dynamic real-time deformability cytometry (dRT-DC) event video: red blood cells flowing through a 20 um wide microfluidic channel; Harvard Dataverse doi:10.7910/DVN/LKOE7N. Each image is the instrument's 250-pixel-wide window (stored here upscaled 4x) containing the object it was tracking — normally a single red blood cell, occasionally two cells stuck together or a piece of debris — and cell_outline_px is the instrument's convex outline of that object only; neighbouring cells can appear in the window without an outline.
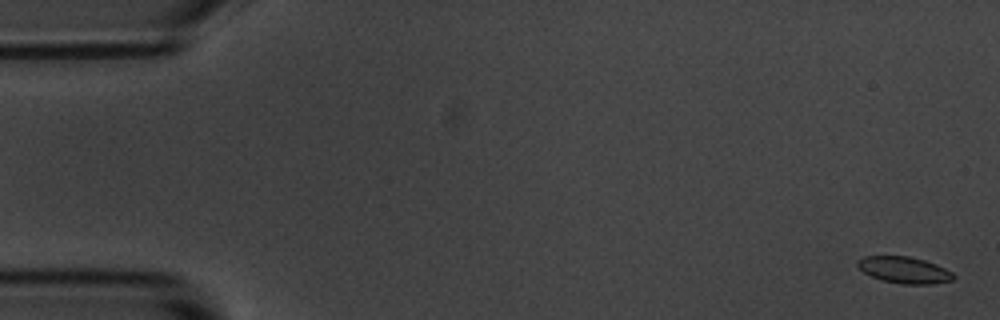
{"species": "common noctule bat (a hibernating species)", "species_latin": "Nyctalus noctula", "temperature_condition": "room temperature", "stored_images_in_passage": 5, "camera_frame_rate_fps": 3000, "um_per_image_px": 0.085, "animal": {"sex": "male", "body_mass_g": 20.1, "forearm_length_mm": 53.5}, "frame": {"image": 1, "passage_image": 1, "time_ms": 0.0, "image_size_px": [1000, 320], "cell_outline_px": [[956, 276], [952, 280], [932, 284], [900, 284], [880, 280], [864, 272], [856, 264], [856, 260], [864, 256], [908, 256], [924, 260], [936, 264], [952, 272]], "centroid_in_image_um": [76.85, 22.95], "position_along_channel_um": 8.1, "area_um2": 14.85}}
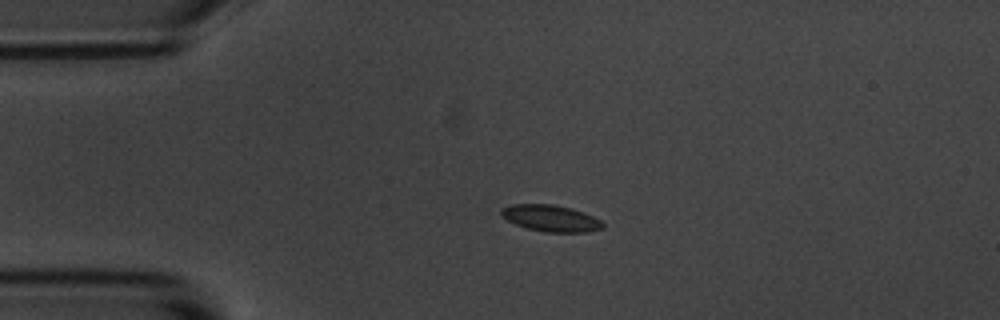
{"frame": {"image": 2, "passage_image": 4, "time_ms": 3.667, "image_size_px": [1000, 320], "cell_outline_px": [[604, 228], [588, 232], [544, 232], [528, 228], [516, 224], [500, 216], [500, 208], [512, 204], [552, 204], [572, 208], [592, 216], [600, 220], [604, 224]], "centroid_in_image_um": [46.8, 18.55], "position_along_channel_um": 38.2, "area_um2": 15.72}}